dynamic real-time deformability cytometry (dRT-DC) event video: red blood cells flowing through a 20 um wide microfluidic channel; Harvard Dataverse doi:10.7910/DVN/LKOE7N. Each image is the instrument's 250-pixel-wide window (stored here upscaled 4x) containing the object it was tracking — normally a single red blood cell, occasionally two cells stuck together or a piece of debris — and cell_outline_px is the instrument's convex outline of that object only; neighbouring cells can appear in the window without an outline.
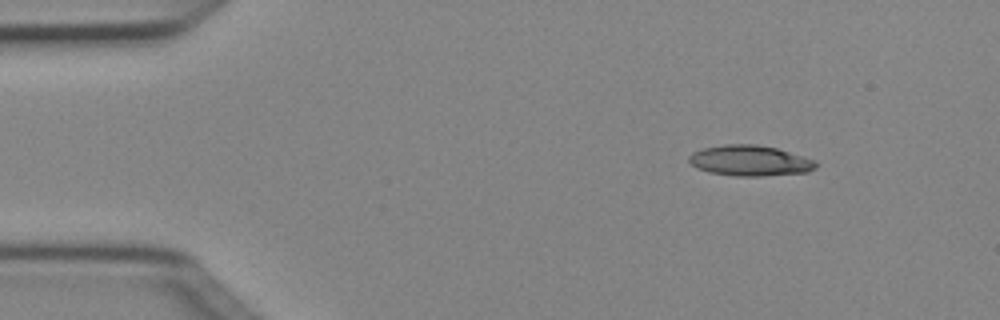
{"species": "Egyptian fruit bat (a non-hibernating species)", "species_latin": "Rousettus aegyptiacus", "temperature_condition": "cold", "stored_images_in_passage": 4, "camera_frame_rate_fps": 3000, "um_per_image_px": 0.085, "animal": {"sex": "female"}, "frame": {"image": 1, "passage_image": 1, "time_ms": 0.0, "image_size_px": [1000, 320], "cell_outline_px": [[820, 164], [816, 168], [808, 172], [760, 176], [736, 176], [708, 172], [696, 168], [688, 160], [688, 156], [692, 152], [704, 148], [724, 144], [756, 144], [776, 148], [816, 160]], "centroid_in_image_um": [63.75, 13.66], "position_along_channel_um": 21.2, "area_um2": 22.77}}
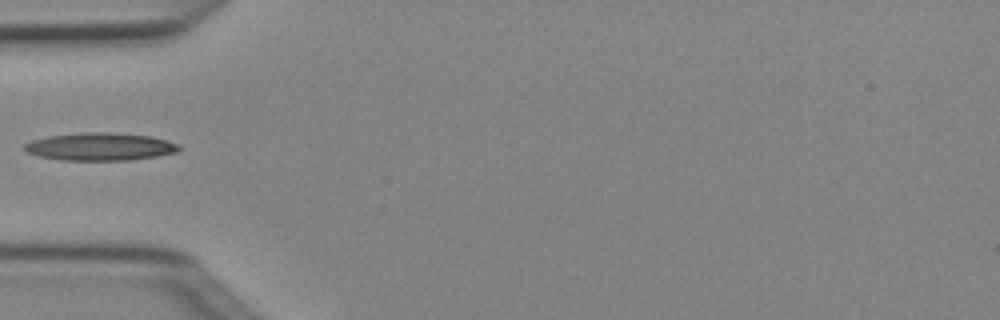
{"frame": {"image": 2, "passage_image": 4, "time_ms": 1.0, "image_size_px": [1000, 320], "cell_outline_px": [[180, 148], [176, 152], [156, 156], [128, 160], [60, 160], [40, 156], [28, 152], [24, 148], [24, 144], [32, 140], [48, 136], [84, 132], [108, 132], [148, 136], [180, 144]], "centroid_in_image_um": [8.49, 12.46], "position_along_channel_um": 76.5, "area_um2": 24.68}}